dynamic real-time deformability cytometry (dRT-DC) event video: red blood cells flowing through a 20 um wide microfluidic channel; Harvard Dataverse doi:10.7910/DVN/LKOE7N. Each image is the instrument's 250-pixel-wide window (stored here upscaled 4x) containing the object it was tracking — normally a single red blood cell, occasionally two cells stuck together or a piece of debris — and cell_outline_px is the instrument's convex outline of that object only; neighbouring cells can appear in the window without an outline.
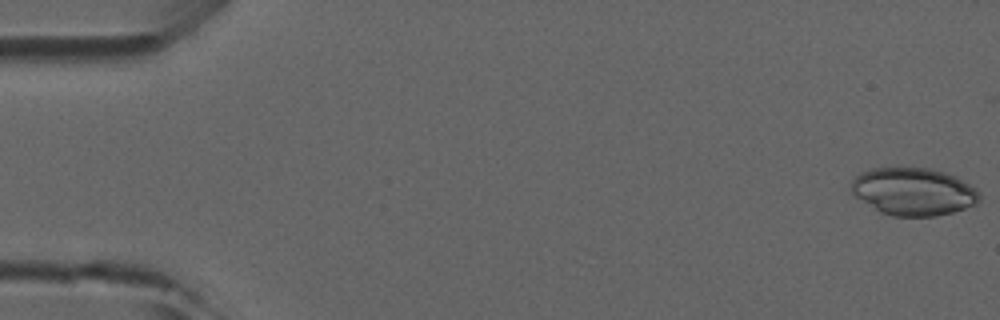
{"species": "common noctule bat (a hibernating species)", "species_latin": "Nyctalus noctula", "temperature_condition": "room temperature", "stored_images_in_passage": 5, "camera_frame_rate_fps": 3000, "um_per_image_px": 0.085, "animal": {"sex": "male", "forearm_length_mm": 52.5}, "frame": {"image": 1, "passage_image": 1, "time_ms": 0.0, "image_size_px": [1000, 320], "cell_outline_px": [[980, 200], [976, 204], [952, 212], [936, 216], [892, 216], [880, 212], [856, 196], [852, 192], [852, 180], [860, 172], [872, 168], [928, 168], [944, 172], [956, 176], [976, 188], [980, 196]], "centroid_in_image_um": [77.66, 16.28], "position_along_channel_um": 7.3, "area_um2": 35.37}}